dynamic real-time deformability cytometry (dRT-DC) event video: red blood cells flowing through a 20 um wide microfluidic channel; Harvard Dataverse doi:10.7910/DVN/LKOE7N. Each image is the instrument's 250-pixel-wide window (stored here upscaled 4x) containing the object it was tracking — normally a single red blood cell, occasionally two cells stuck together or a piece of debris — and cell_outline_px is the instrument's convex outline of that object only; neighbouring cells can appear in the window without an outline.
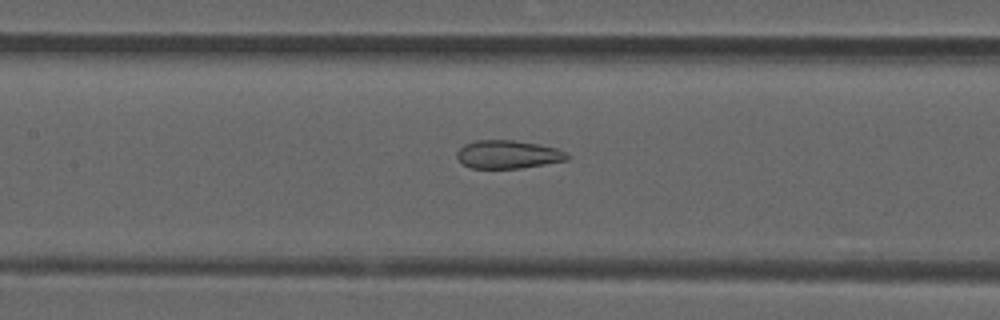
{"species": "common noctule bat (a hibernating species)", "species_latin": "Nyctalus noctula", "temperature_condition": "room temperature", "stored_images_in_passage": 39, "camera_frame_rate_fps": 3000, "um_per_image_px": 0.085, "animal": {"sex": "male", "forearm_length_mm": 52.5}, "frame": {"image": 1, "passage_image": 14, "time_ms": 4.333, "image_size_px": [1000, 320], "cell_outline_px": [[568, 160], [520, 168], [472, 168], [464, 164], [456, 156], [456, 152], [464, 144], [476, 140], [512, 140], [536, 144], [556, 148], [564, 152], [568, 156]], "centroid_in_image_um": [43.14, 13.12], "position_along_channel_um": 164.3, "area_um2": 17.86}}
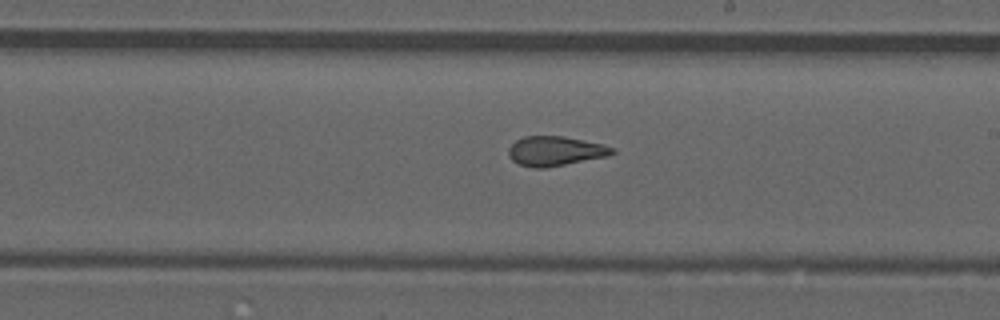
{"frame": {"image": 2, "passage_image": 20, "time_ms": 6.333, "image_size_px": [1000, 320], "cell_outline_px": [[616, 152], [608, 156], [544, 168], [532, 168], [516, 164], [508, 156], [508, 148], [516, 140], [524, 136], [564, 136], [600, 144], [612, 148]], "centroid_in_image_um": [47.13, 12.85], "position_along_channel_um": 241.9, "area_um2": 17.8}}
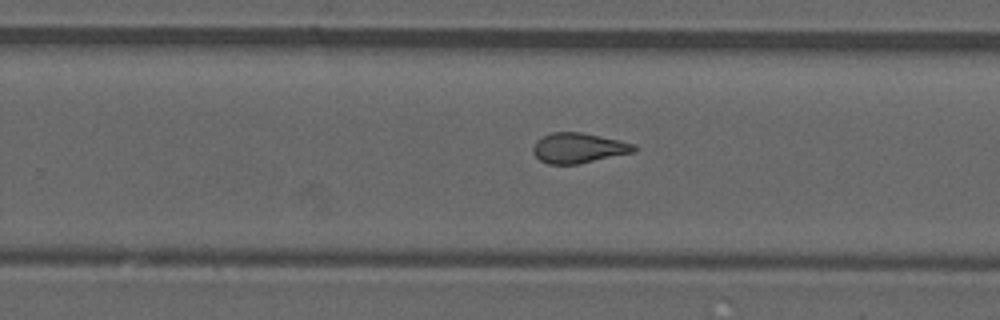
{"frame": {"image": 3, "passage_image": 23, "time_ms": 7.333, "image_size_px": [1000, 320], "cell_outline_px": [[636, 152], [580, 164], [548, 164], [540, 160], [532, 152], [532, 148], [536, 140], [552, 132], [580, 132], [620, 140], [636, 144]], "centroid_in_image_um": [49.19, 12.59], "position_along_channel_um": 280.6, "area_um2": 17.92}, "authors_computed_cell_mechanics": {"area_um2": 17.9758, "velocity_mm_per_s": 3.8931, "shape_relaxation_time_tau1_ms": null, "shape_relaxation_time_tau2_ms": 1.8669, "deformation_change_tau1": null, "deformation_change_tau2": 0.1042}}